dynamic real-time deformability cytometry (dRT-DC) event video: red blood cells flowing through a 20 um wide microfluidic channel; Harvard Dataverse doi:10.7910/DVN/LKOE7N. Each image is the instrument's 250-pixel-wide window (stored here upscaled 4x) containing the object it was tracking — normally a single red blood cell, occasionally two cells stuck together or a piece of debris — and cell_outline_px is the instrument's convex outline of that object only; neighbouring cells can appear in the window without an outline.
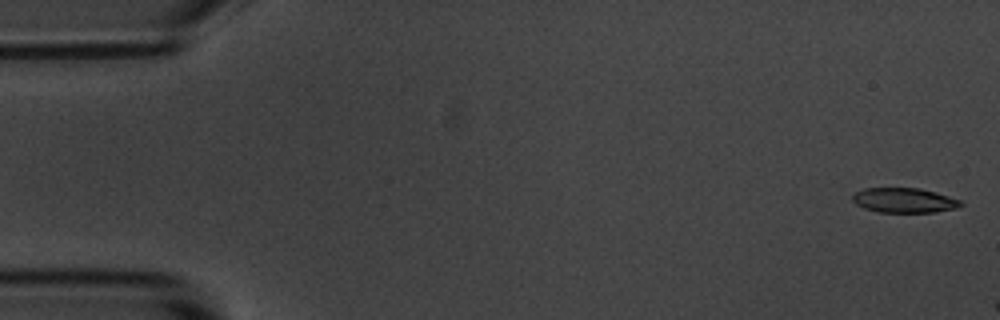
{"species": "common noctule bat (a hibernating species)", "species_latin": "Nyctalus noctula", "temperature_condition": "room temperature", "stored_images_in_passage": 7, "camera_frame_rate_fps": 3000, "um_per_image_px": 0.085, "animal": {"sex": "male", "body_mass_g": 20.1, "forearm_length_mm": 53.5}, "frame": {"image": 1, "passage_image": 1, "time_ms": 0.0, "image_size_px": [1000, 320], "cell_outline_px": [[964, 204], [956, 208], [936, 212], [876, 212], [864, 208], [856, 204], [852, 200], [852, 196], [856, 192], [864, 188], [920, 188], [936, 192], [960, 200]], "centroid_in_image_um": [76.85, 17.03], "position_along_channel_um": 8.2, "area_um2": 15.66}}